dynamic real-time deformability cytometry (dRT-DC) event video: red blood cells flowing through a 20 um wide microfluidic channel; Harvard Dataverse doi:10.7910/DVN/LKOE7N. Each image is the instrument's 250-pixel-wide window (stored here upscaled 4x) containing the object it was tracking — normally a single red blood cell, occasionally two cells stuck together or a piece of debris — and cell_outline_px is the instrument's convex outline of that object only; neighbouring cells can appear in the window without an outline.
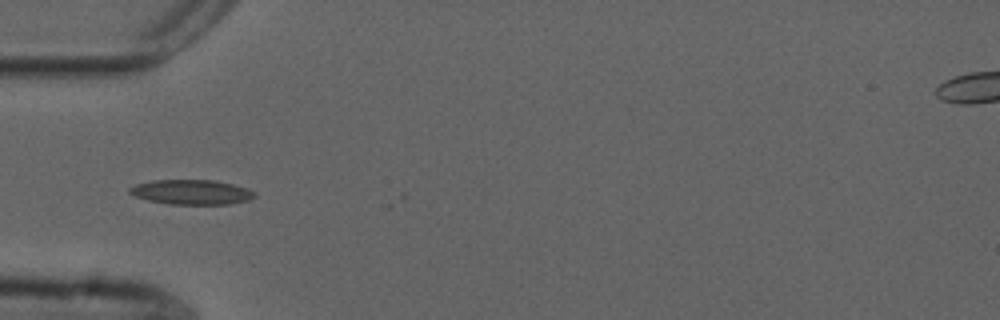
{"species": "common noctule bat (a hibernating species)", "species_latin": "Nyctalus noctula", "temperature_condition": "cold", "stored_images_in_passage": 2, "camera_frame_rate_fps": 3000, "um_per_image_px": 0.085, "animal": {"sex": "male", "forearm_length_mm": 52.5}, "frame": {"image": 1, "passage_image": 1, "time_ms": 0.0, "image_size_px": [1000, 320], "cell_outline_px": [[256, 196], [248, 200], [228, 204], [168, 204], [148, 200], [132, 196], [128, 192], [128, 188], [136, 184], [152, 180], [212, 180], [232, 184], [256, 192]], "centroid_in_image_um": [16.22, 16.33], "position_along_channel_um": 68.8, "area_um2": 18.03}}